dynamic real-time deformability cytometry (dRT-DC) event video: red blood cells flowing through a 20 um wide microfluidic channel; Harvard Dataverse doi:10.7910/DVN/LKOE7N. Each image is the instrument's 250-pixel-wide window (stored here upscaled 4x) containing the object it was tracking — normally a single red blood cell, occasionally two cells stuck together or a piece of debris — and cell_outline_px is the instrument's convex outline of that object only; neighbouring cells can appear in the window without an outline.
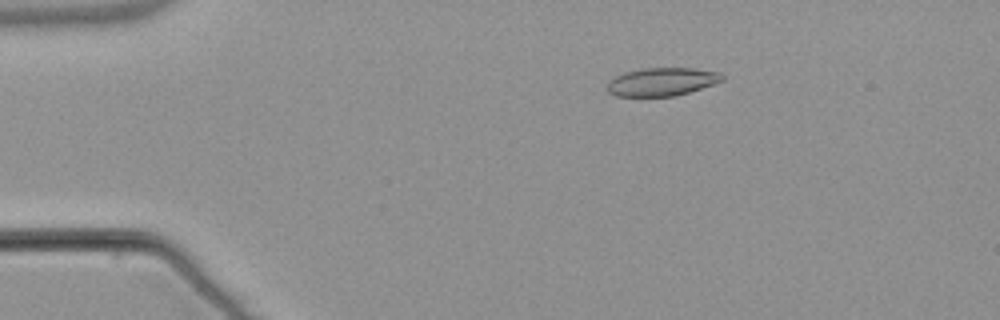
{"species": "common noctule bat (a hibernating species)", "species_latin": "Nyctalus noctula", "temperature_condition": "warm", "stored_images_in_passage": 47, "camera_frame_rate_fps": 3000, "um_per_image_px": 0.085, "animal": {"sex": "male", "body_mass_g": 21.5, "forearm_length_mm": 52.0}, "frame": {"image": 1, "passage_image": 3, "time_ms": 0.667, "image_size_px": [1000, 320], "cell_outline_px": [[724, 80], [676, 96], [616, 96], [608, 92], [608, 80], [624, 72], [644, 68], [692, 68], [720, 72], [724, 76]], "centroid_in_image_um": [56.25, 6.94], "position_along_channel_um": 28.8, "area_um2": 18.79}}
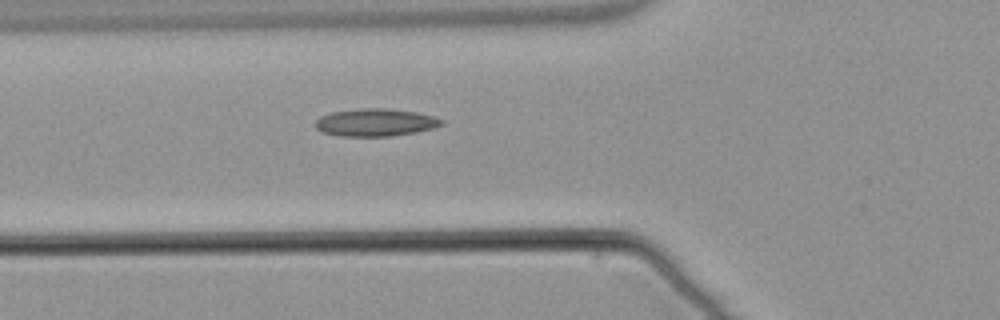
{"frame": {"image": 2, "passage_image": 13, "time_ms": 4.0, "image_size_px": [1000, 320], "cell_outline_px": [[444, 124], [432, 128], [416, 132], [392, 136], [340, 136], [324, 132], [316, 128], [316, 120], [320, 116], [332, 112], [360, 108], [388, 108], [416, 112], [432, 116], [444, 120]], "centroid_in_image_um": [31.92, 10.4], "position_along_channel_um": 93.9, "area_um2": 20.23}}
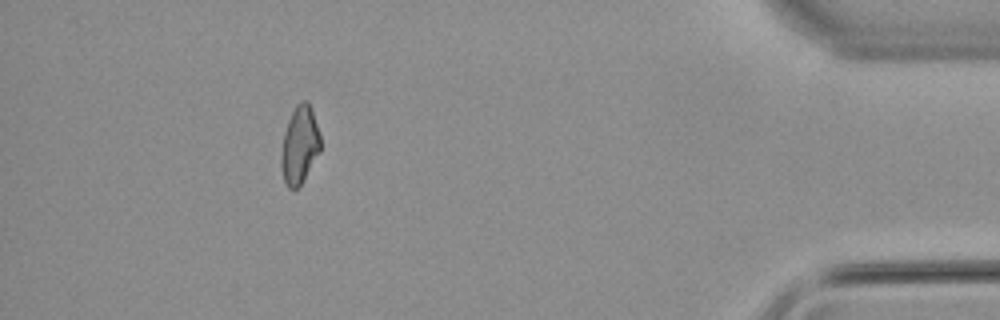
{"frame": {"image": 3, "passage_image": 42, "time_ms": 13.667, "image_size_px": [1000, 320], "cell_outline_px": [[320, 152], [300, 184], [296, 188], [288, 188], [284, 180], [280, 164], [280, 156], [284, 132], [288, 120], [296, 104], [300, 100], [308, 100], [312, 108], [320, 136]], "centroid_in_image_um": [25.46, 12.28], "position_along_channel_um": 409.7, "area_um2": 17.74}, "authors_computed_cell_mechanics": {"area_um2": 18.5538, "velocity_mm_per_s": 3.8348, "shape_relaxation_time_tau1_ms": null, "shape_relaxation_time_tau2_ms": 4.4312, "deformation_change_tau1": null, "deformation_change_tau2": 0.1366}}